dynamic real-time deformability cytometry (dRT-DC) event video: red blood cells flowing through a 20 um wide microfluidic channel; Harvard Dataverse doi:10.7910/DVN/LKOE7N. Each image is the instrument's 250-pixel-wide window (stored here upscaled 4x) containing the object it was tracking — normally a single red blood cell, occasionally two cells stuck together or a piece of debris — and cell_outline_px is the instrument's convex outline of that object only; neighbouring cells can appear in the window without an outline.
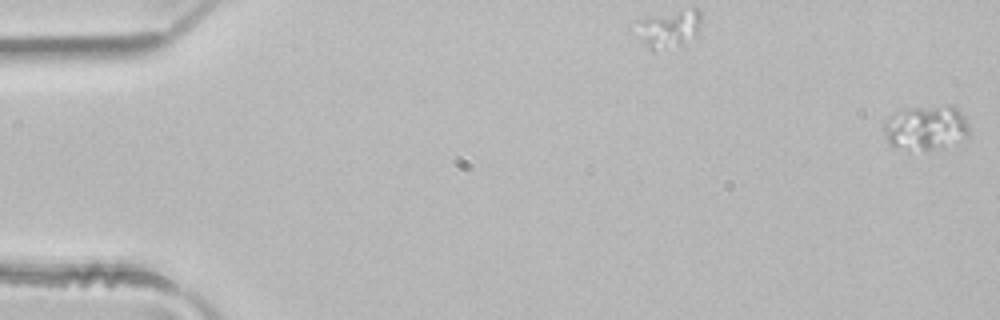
{"species": "common noctule bat (a hibernating species)", "species_latin": "Nyctalus noctula", "temperature_condition": "room temperature", "stored_images_in_passage": 4, "camera_frame_rate_fps": 3000, "um_per_image_px": 0.085, "animal": {"sex": "male", "body_mass_g": 21.5, "forearm_length_mm": 52.0}, "frame": {"image": 1, "passage_image": 1, "time_ms": 0.0, "image_size_px": [1000, 320], "cell_outline_px": [[968, 136], [932, 148], [908, 152], [896, 148], [888, 144], [884, 140], [884, 120], [888, 116], [904, 108], [944, 104], [952, 104], [964, 116], [968, 124]], "centroid_in_image_um": [78.6, 10.82], "position_along_channel_um": 6.4, "area_um2": 22.48}}
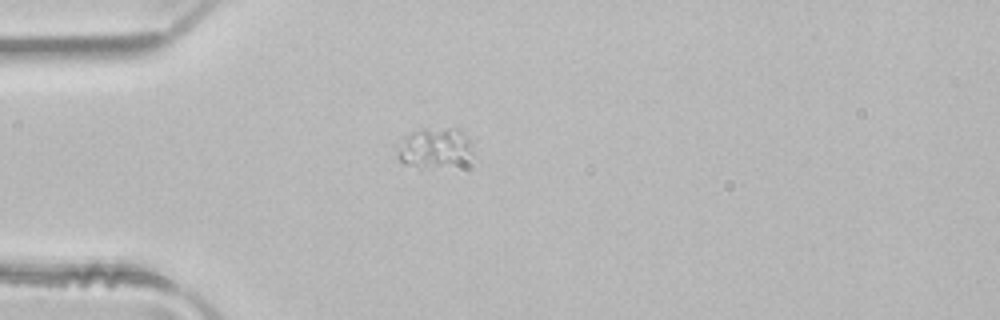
{"frame": {"image": 2, "passage_image": 4, "time_ms": 1.0, "image_size_px": [1000, 320], "cell_outline_px": [[472, 152], [436, 164], [404, 164], [396, 156], [396, 144], [404, 136], [412, 132], [424, 128], [456, 128], [468, 140]], "centroid_in_image_um": [36.72, 12.42], "position_along_channel_um": 48.3, "area_um2": 15.72}}